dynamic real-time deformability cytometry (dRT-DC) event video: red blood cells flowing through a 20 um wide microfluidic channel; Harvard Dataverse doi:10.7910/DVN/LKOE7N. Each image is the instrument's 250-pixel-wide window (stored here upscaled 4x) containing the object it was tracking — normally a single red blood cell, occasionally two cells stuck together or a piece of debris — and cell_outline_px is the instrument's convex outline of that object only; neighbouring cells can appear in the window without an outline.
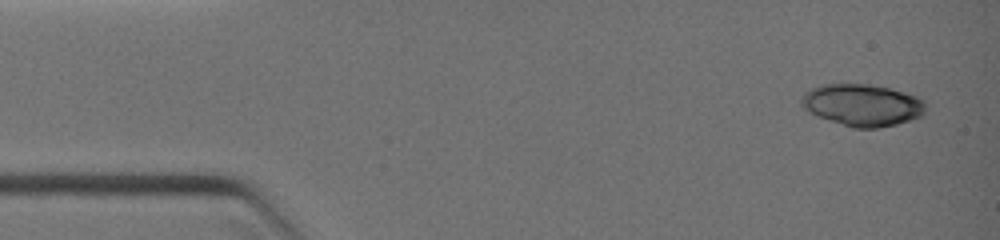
{"species": "common noctule bat (a hibernating species)", "species_latin": "Nyctalus noctula", "temperature_condition": "warm", "stored_images_in_passage": 10, "camera_frame_rate_fps": 3000, "um_per_image_px": 0.085, "animal": {"sex": "female", "body_mass_g": 19.0, "forearm_length_mm": 51.5}, "frame": {"image": 1, "passage_image": 1, "time_ms": 0.0, "image_size_px": [1000, 240], "cell_outline_px": [[924, 112], [920, 116], [896, 124], [876, 128], [852, 128], [820, 116], [804, 108], [800, 104], [800, 100], [812, 88], [820, 84], [872, 84], [892, 88], [916, 96], [924, 100]], "centroid_in_image_um": [73.32, 8.91], "position_along_channel_um": 11.7, "area_um2": 30.0}}
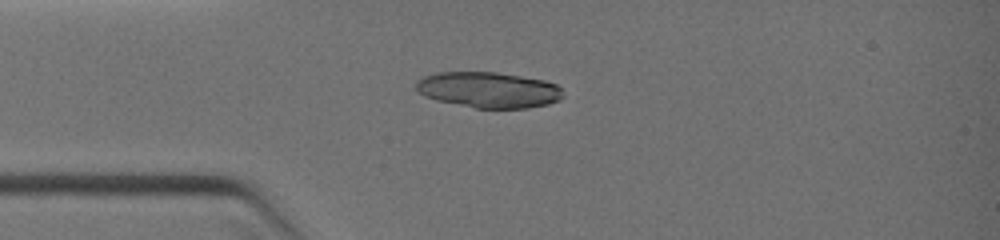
{"frame": {"image": 2, "passage_image": 5, "time_ms": 2.333, "image_size_px": [1000, 240], "cell_outline_px": [[564, 96], [560, 100], [548, 104], [528, 108], [476, 108], [436, 100], [420, 92], [416, 88], [416, 80], [424, 76], [436, 72], [496, 72], [544, 80], [556, 84], [560, 88]], "centroid_in_image_um": [41.55, 7.63], "position_along_channel_um": 43.5, "area_um2": 30.58}}
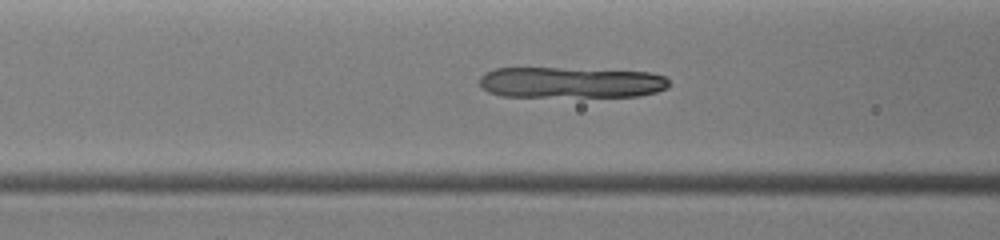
{"frame": {"image": 3, "passage_image": 9, "time_ms": 4.0, "image_size_px": [1000, 240], "cell_outline_px": [[668, 88], [656, 92], [640, 96], [504, 96], [488, 92], [480, 84], [480, 76], [484, 72], [496, 68], [560, 68], [652, 72], [664, 76], [668, 80]], "centroid_in_image_um": [48.53, 7.0], "position_along_channel_um": 118.1, "area_um2": 34.1}}